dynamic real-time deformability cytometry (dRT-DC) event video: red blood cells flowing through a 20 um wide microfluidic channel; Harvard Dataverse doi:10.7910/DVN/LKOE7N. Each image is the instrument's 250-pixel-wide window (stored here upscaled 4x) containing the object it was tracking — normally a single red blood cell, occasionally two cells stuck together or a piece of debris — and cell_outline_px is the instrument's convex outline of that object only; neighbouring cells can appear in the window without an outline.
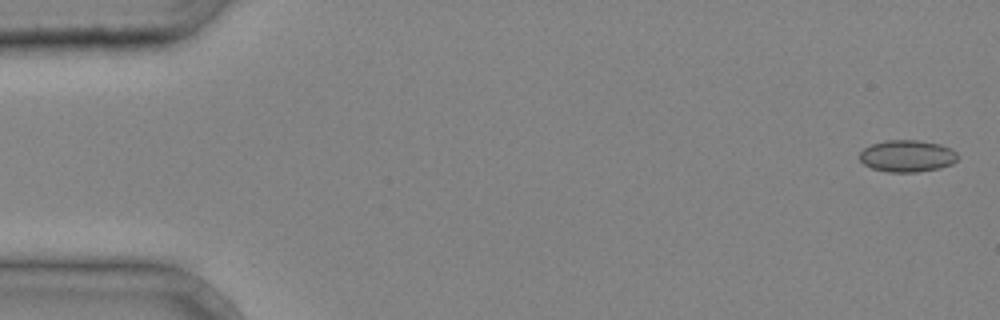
{"species": "common noctule bat (a hibernating species)", "species_latin": "Nyctalus noctula", "temperature_condition": "cold", "stored_images_in_passage": 39, "camera_frame_rate_fps": 3000, "um_per_image_px": 0.085, "animal": {"sex": "male", "body_mass_g": 20.4}, "frame": {"image": 1, "passage_image": 1, "time_ms": 0.0, "image_size_px": [1000, 320], "cell_outline_px": [[956, 160], [952, 164], [940, 168], [916, 172], [888, 172], [872, 168], [864, 164], [860, 160], [860, 152], [864, 148], [872, 144], [884, 140], [916, 140], [940, 144], [952, 148], [956, 152]], "centroid_in_image_um": [77.1, 13.26], "position_along_channel_um": 7.9, "area_um2": 18.21}}
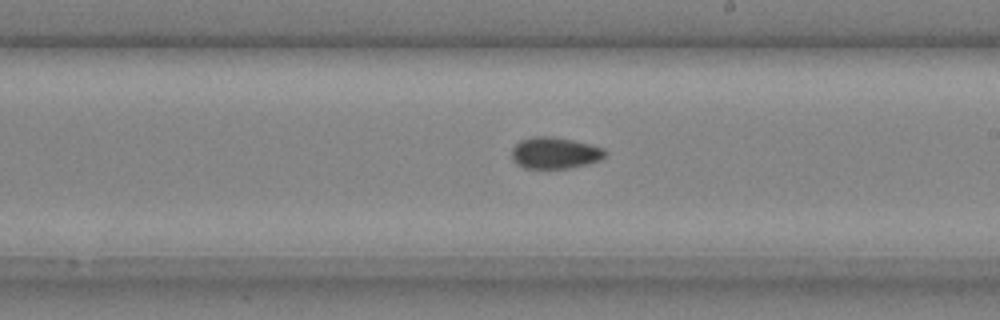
{"frame": {"image": 2, "passage_image": 24, "time_ms": 7.667, "image_size_px": [1000, 320], "cell_outline_px": [[608, 152], [600, 160], [568, 168], [524, 168], [516, 164], [512, 160], [512, 148], [520, 140], [532, 136], [548, 136], [572, 140], [604, 148]], "centroid_in_image_um": [47.13, 13.0], "position_along_channel_um": 241.9, "area_um2": 17.05}}
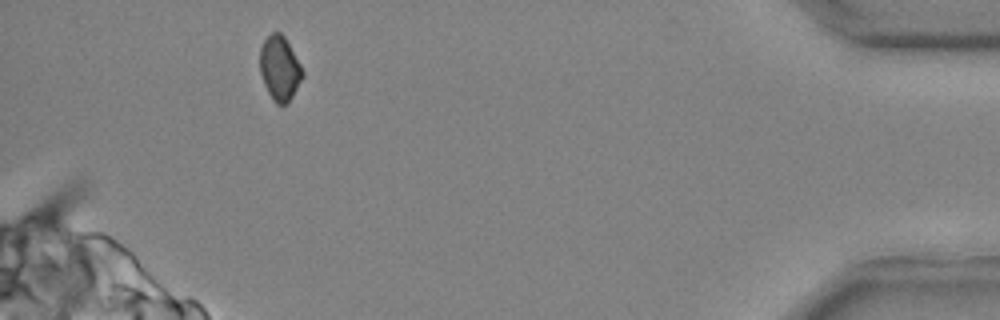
{"frame": {"image": 3, "passage_image": 38, "time_ms": 12.333, "image_size_px": [1000, 320], "cell_outline_px": [[304, 76], [288, 104], [276, 104], [272, 100], [264, 84], [260, 72], [260, 48], [264, 40], [272, 32], [280, 32], [284, 36], [300, 64], [304, 72]], "centroid_in_image_um": [23.78, 5.83], "position_along_channel_um": 411.4, "area_um2": 16.01}}